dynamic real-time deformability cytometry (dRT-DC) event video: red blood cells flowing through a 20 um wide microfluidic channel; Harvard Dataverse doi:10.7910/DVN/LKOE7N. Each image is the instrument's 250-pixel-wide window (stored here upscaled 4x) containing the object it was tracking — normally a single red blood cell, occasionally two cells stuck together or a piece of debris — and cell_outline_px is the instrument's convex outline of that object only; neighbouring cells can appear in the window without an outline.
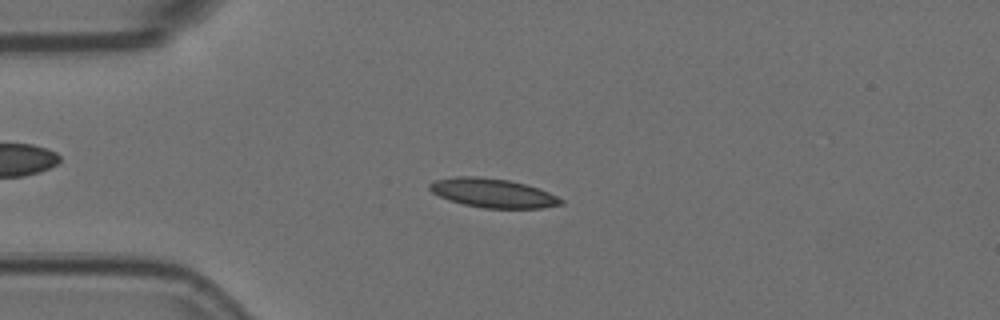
{"species": "Egyptian fruit bat (a non-hibernating species)", "species_latin": "Rousettus aegyptiacus", "temperature_condition": "room temperature", "stored_images_in_passage": 48, "camera_frame_rate_fps": 3000, "um_per_image_px": 0.085, "animal": {"sex": "female"}, "frame": {"image": 1, "passage_image": 9, "time_ms": 2.667, "image_size_px": [1000, 320], "cell_outline_px": [[564, 204], [540, 208], [484, 208], [464, 204], [448, 200], [432, 192], [428, 188], [428, 184], [436, 180], [456, 176], [480, 176], [508, 180], [524, 184], [548, 192], [564, 200]], "centroid_in_image_um": [41.87, 16.4], "position_along_channel_um": 43.1, "area_um2": 22.08}}
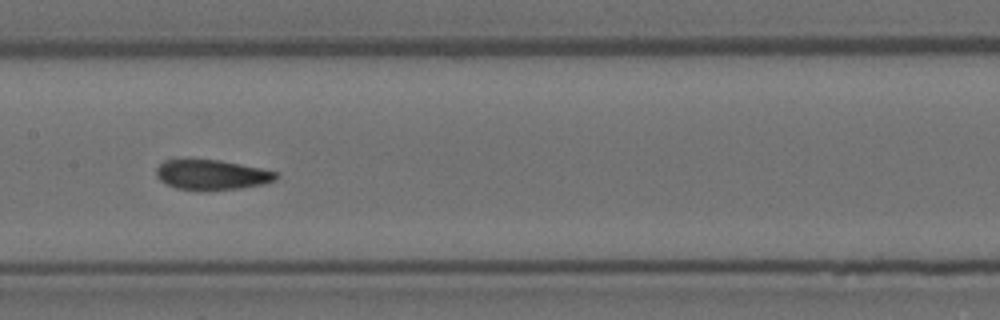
{"frame": {"image": 2, "passage_image": 23, "time_ms": 7.333, "image_size_px": [1000, 320], "cell_outline_px": [[280, 176], [276, 180], [264, 184], [240, 188], [176, 188], [160, 180], [156, 176], [156, 168], [164, 160], [184, 156], [188, 156], [220, 160], [260, 168], [276, 172]], "centroid_in_image_um": [17.95, 14.77], "position_along_channel_um": 189.4, "area_um2": 21.1}}
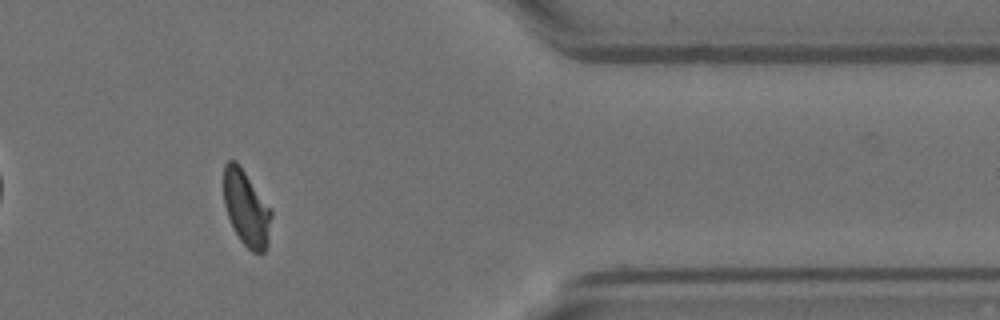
{"frame": {"image": 3, "passage_image": 42, "time_ms": 13.667, "image_size_px": [1000, 320], "cell_outline_px": [[272, 216], [268, 244], [264, 252], [260, 256], [252, 252], [240, 240], [228, 216], [224, 204], [224, 164], [228, 160], [236, 160], [272, 208]], "centroid_in_image_um": [20.97, 17.71], "position_along_channel_um": 390.4, "area_um2": 21.21}}